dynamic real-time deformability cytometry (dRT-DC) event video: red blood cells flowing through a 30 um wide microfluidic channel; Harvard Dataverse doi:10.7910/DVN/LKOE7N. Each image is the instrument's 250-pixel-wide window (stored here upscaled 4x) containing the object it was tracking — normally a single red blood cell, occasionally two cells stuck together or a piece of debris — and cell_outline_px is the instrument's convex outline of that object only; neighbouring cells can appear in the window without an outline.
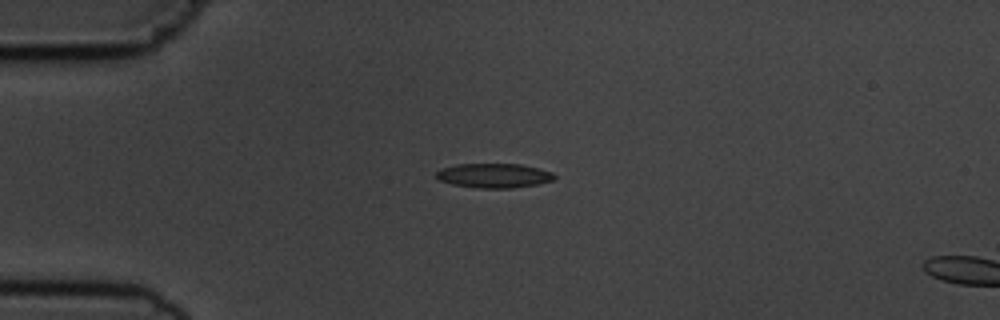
{"species": "common noctule bat (a hibernating species)", "species_latin": "Nyctalus noctula", "temperature_condition": "cold", "stored_images_in_passage": 4, "camera_frame_rate_fps": 3000, "um_per_image_px": 0.085, "animal": {"sex": "male", "body_mass_g": 19.5, "forearm_length_mm": 54.6}, "frame": {"image": 1, "passage_image": 3, "time_ms": 2.333, "image_size_px": [1000, 320], "cell_outline_px": [[556, 176], [552, 180], [536, 184], [512, 188], [476, 188], [452, 184], [440, 180], [436, 176], [436, 172], [440, 168], [456, 164], [520, 164], [552, 172]], "centroid_in_image_um": [41.94, 14.92], "position_along_channel_um": 43.1, "area_um2": 16.7}}